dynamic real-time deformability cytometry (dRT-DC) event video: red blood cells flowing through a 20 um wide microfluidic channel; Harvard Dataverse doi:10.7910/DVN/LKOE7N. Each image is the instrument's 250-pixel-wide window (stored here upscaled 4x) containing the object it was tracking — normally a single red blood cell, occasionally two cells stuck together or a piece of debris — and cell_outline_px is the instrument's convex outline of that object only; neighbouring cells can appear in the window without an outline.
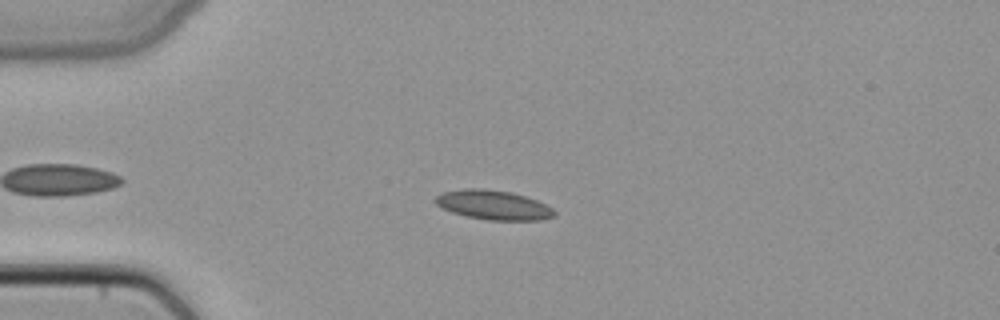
{"species": "common noctule bat (a hibernating species)", "species_latin": "Nyctalus noctula", "temperature_condition": "cold", "stored_images_in_passage": 45, "camera_frame_rate_fps": 3000, "um_per_image_px": 0.085, "animal": {"sex": "female", "body_mass_g": 22.7, "forearm_length_mm": 54.2}, "frame": {"image": 1, "passage_image": 9, "time_ms": 2.667, "image_size_px": [1000, 320], "cell_outline_px": [[556, 216], [540, 220], [488, 220], [468, 216], [452, 212], [436, 204], [432, 200], [440, 192], [464, 188], [484, 188], [512, 192], [536, 200], [552, 208], [556, 212]], "centroid_in_image_um": [41.91, 17.41], "position_along_channel_um": 43.1, "area_um2": 20.46}}
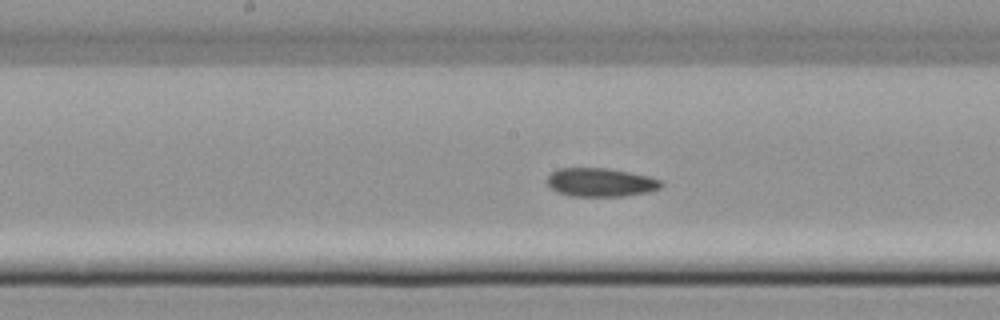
{"frame": {"image": 2, "passage_image": 22, "time_ms": 7.0, "image_size_px": [1000, 320], "cell_outline_px": [[664, 184], [660, 188], [648, 192], [620, 196], [572, 196], [556, 192], [548, 184], [548, 176], [556, 168], [608, 168], [648, 176], [660, 180]], "centroid_in_image_um": [51.04, 15.49], "position_along_channel_um": 197.2, "area_um2": 18.9}}
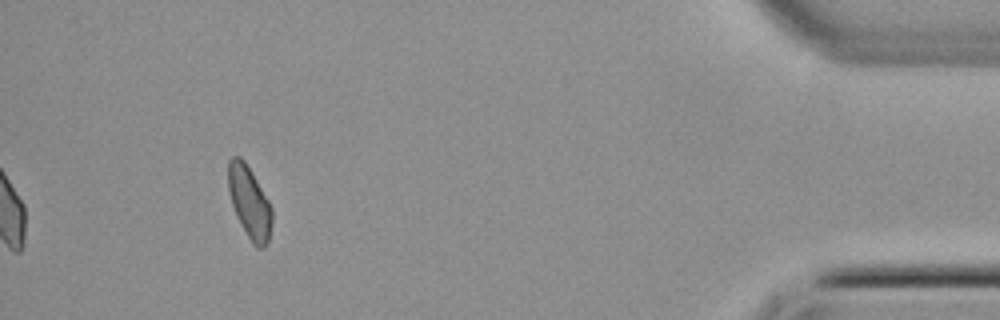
{"frame": {"image": 3, "passage_image": 42, "time_ms": 13.667, "image_size_px": [1000, 320], "cell_outline_px": [[272, 220], [268, 240], [264, 248], [256, 248], [252, 244], [236, 216], [228, 192], [228, 160], [232, 156], [240, 156], [244, 160], [252, 172], [268, 200], [272, 208]], "centroid_in_image_um": [21.19, 17.19], "position_along_channel_um": 414.0, "area_um2": 18.38}}